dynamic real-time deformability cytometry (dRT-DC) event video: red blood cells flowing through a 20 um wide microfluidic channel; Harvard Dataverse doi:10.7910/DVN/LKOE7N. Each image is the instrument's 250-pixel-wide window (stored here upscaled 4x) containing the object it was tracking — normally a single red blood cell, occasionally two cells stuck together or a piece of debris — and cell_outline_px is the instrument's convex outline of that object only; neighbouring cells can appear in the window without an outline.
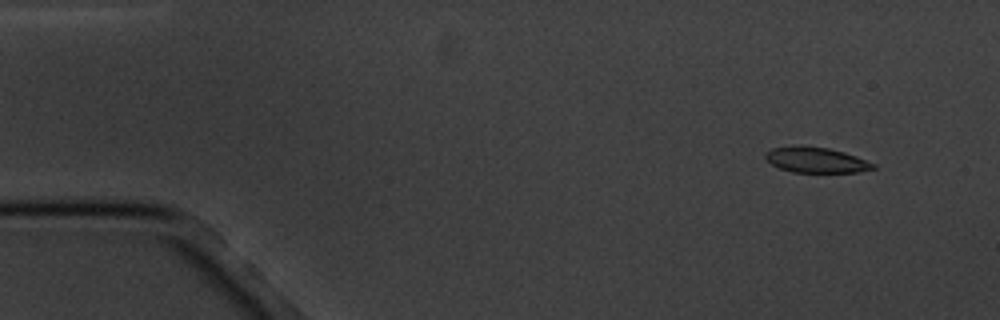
{"species": "common noctule bat (a hibernating species)", "species_latin": "Nyctalus noctula", "temperature_condition": "cold", "stored_images_in_passage": 5, "camera_frame_rate_fps": 3000, "um_per_image_px": 0.085, "animal": {"sex": "male", "body_mass_g": 20.1, "forearm_length_mm": 53.5}, "frame": {"image": 1, "passage_image": 1, "time_ms": 0.0, "image_size_px": [1000, 320], "cell_outline_px": [[876, 168], [856, 172], [792, 172], [780, 168], [772, 164], [764, 156], [772, 148], [792, 144], [828, 148], [844, 152], [856, 156], [876, 164]], "centroid_in_image_um": [69.36, 13.58], "position_along_channel_um": 15.6, "area_um2": 16.01}}
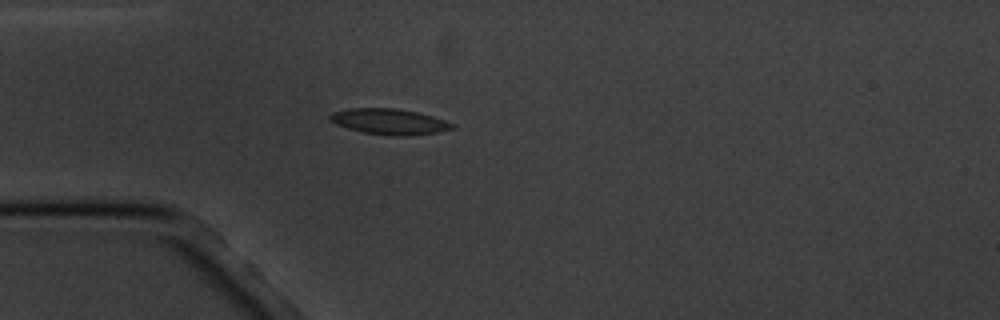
{"frame": {"image": 2, "passage_image": 4, "time_ms": 3.667, "image_size_px": [1000, 320], "cell_outline_px": [[456, 128], [436, 132], [412, 136], [388, 136], [364, 132], [348, 128], [336, 124], [328, 116], [332, 112], [348, 108], [396, 108], [416, 112], [432, 116], [456, 124]], "centroid_in_image_um": [33.12, 10.34], "position_along_channel_um": 51.9, "area_um2": 18.38}}